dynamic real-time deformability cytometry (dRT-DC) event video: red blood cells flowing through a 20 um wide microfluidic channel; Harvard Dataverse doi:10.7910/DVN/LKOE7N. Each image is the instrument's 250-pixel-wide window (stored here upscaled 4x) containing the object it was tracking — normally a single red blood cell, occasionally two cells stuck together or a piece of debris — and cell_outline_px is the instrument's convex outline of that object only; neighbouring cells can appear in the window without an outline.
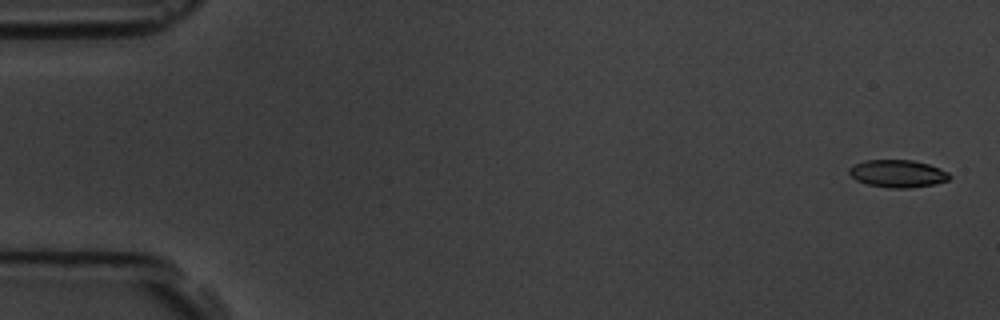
{"species": "common noctule bat (a hibernating species)", "species_latin": "Nyctalus noctula", "temperature_condition": "room temperature", "stored_images_in_passage": 9, "camera_frame_rate_fps": 3000, "um_per_image_px": 0.085, "animal": {"sex": "male", "body_mass_g": 19.5, "forearm_length_mm": 54.6}, "frame": {"image": 1, "passage_image": 1, "time_ms": 0.0, "image_size_px": [1000, 320], "cell_outline_px": [[952, 176], [948, 180], [936, 184], [908, 188], [888, 188], [868, 184], [856, 180], [848, 172], [848, 168], [852, 164], [864, 160], [912, 160], [928, 164], [940, 168], [948, 172]], "centroid_in_image_um": [76.29, 14.75], "position_along_channel_um": 8.7, "area_um2": 16.24}}
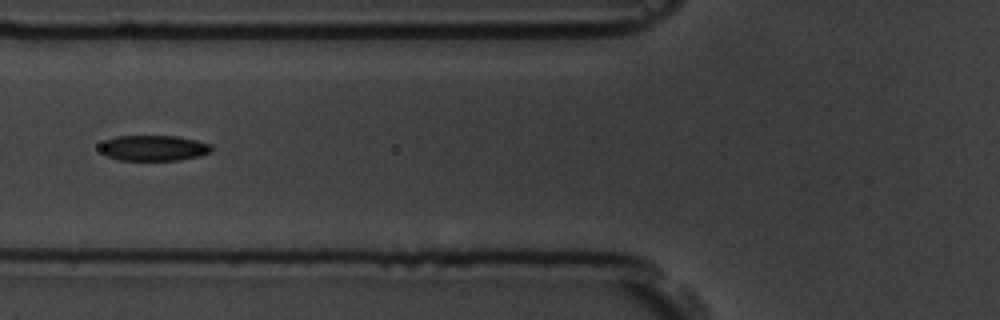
{"frame": {"image": 2, "passage_image": 6, "time_ms": 6.667, "image_size_px": [1000, 320], "cell_outline_px": [[212, 152], [200, 156], [180, 160], [120, 160], [108, 156], [100, 148], [104, 140], [116, 136], [176, 136], [196, 140], [212, 144]], "centroid_in_image_um": [13.12, 12.58], "position_along_channel_um": 112.7, "area_um2": 16.59}}
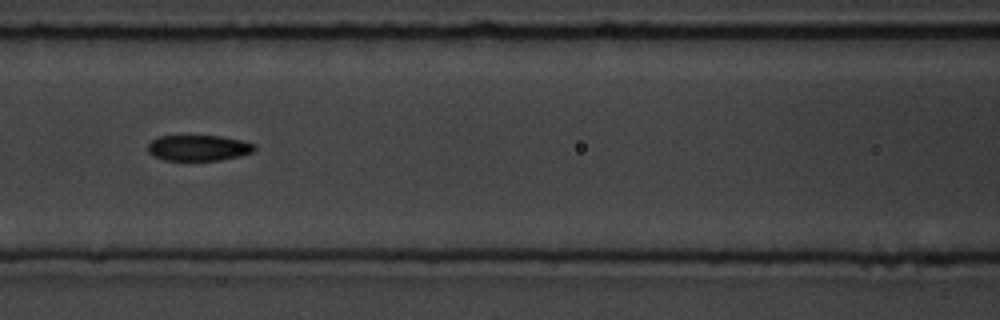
{"frame": {"image": 3, "passage_image": 7, "time_ms": 7.667, "image_size_px": [1000, 320], "cell_outline_px": [[256, 148], [252, 152], [240, 156], [220, 160], [164, 160], [148, 152], [148, 144], [152, 140], [160, 136], [220, 136], [240, 140], [256, 144]], "centroid_in_image_um": [16.89, 12.57], "position_along_channel_um": 149.7, "area_um2": 15.9}}